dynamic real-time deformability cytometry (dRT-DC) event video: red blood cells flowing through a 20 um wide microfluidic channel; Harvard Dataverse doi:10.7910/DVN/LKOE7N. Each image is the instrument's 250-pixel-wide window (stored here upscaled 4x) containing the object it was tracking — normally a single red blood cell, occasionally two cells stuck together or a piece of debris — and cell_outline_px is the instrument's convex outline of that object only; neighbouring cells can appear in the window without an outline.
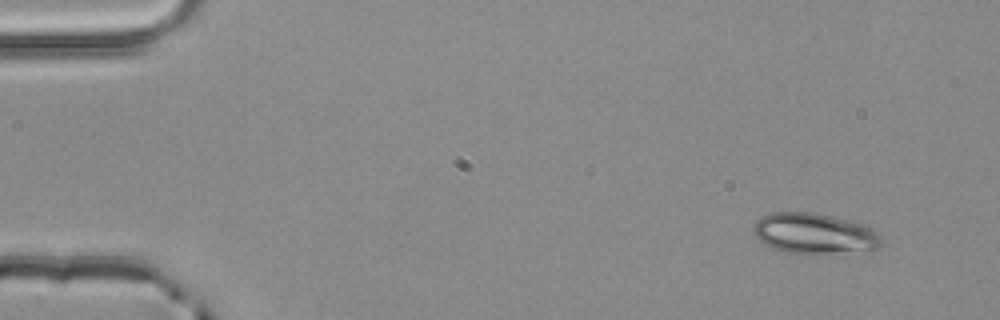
{"species": "common noctule bat (a hibernating species)", "species_latin": "Nyctalus noctula", "temperature_condition": "room temperature", "stored_images_in_passage": 2, "camera_frame_rate_fps": 3000, "um_per_image_px": 0.085, "animal": {"sex": "male", "body_mass_g": 20.4}, "frame": {"image": 1, "passage_image": 2, "time_ms": 0.333, "image_size_px": [1000, 320], "cell_outline_px": [[880, 248], [836, 256], [808, 256], [784, 252], [772, 248], [764, 244], [752, 232], [752, 228], [756, 220], [772, 212], [816, 212], [832, 216], [876, 228], [880, 236]], "centroid_in_image_um": [69.25, 19.91], "position_along_channel_um": 15.8, "area_um2": 31.62}}